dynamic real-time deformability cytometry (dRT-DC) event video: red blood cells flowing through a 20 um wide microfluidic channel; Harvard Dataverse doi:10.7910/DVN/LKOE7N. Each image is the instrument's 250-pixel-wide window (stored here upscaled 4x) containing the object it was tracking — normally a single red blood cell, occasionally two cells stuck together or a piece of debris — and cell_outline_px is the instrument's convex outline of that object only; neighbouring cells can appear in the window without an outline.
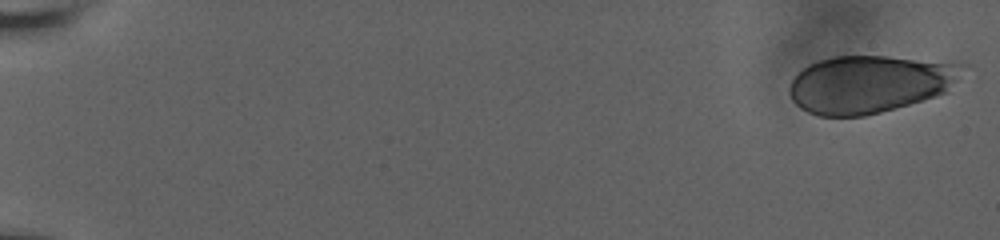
{"species": "human", "species_latin": "Homo sapiens", "temperature_condition": "room temperature", "stored_images_in_passage": 9, "camera_frame_rate_fps": 3000, "um_per_image_px": 0.085, "donor": {"sex": "male"}, "frame": {"image": 1, "passage_image": 1, "time_ms": 0.0, "image_size_px": [1000, 240], "cell_outline_px": [[960, 64], [948, 92], [936, 96], [880, 112], [864, 116], [820, 116], [808, 112], [800, 108], [792, 100], [788, 92], [788, 88], [792, 80], [808, 64], [820, 60], [836, 56], [888, 56]], "centroid_in_image_um": [73.79, 7.16], "position_along_channel_um": 11.2, "area_um2": 56.99}}
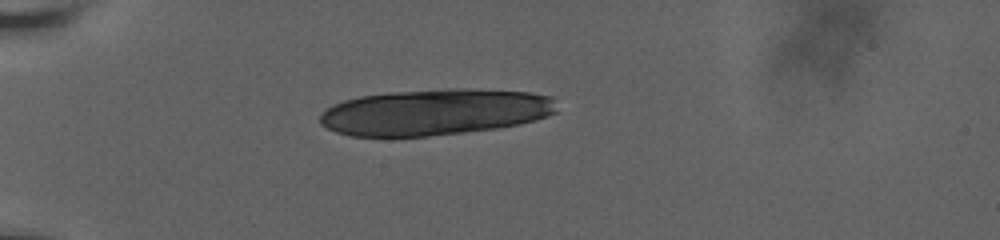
{"frame": {"image": 2, "passage_image": 6, "time_ms": 5.667, "image_size_px": [1000, 240], "cell_outline_px": [[556, 112], [548, 116], [536, 120], [520, 124], [496, 128], [464, 132], [428, 136], [352, 136], [336, 132], [320, 124], [320, 116], [332, 104], [344, 100], [360, 96], [388, 92], [448, 88], [472, 88], [528, 92], [552, 96]], "centroid_in_image_um": [36.97, 9.51], "position_along_channel_um": 48.0, "area_um2": 63.93}}
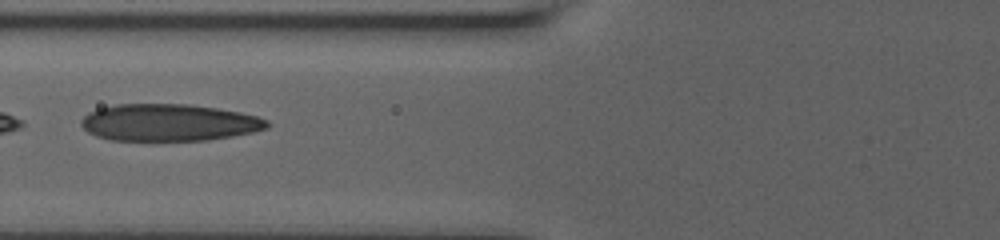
{"frame": {"image": 3, "passage_image": 9, "time_ms": 8.667, "image_size_px": [1000, 240], "cell_outline_px": [[272, 124], [268, 128], [252, 132], [232, 136], [204, 140], [112, 140], [96, 136], [88, 132], [80, 124], [80, 120], [88, 112], [100, 108], [116, 104], [188, 104], [216, 108], [240, 112], [256, 116], [268, 120]], "centroid_in_image_um": [14.36, 10.41], "position_along_channel_um": 111.4, "area_um2": 40.06}}